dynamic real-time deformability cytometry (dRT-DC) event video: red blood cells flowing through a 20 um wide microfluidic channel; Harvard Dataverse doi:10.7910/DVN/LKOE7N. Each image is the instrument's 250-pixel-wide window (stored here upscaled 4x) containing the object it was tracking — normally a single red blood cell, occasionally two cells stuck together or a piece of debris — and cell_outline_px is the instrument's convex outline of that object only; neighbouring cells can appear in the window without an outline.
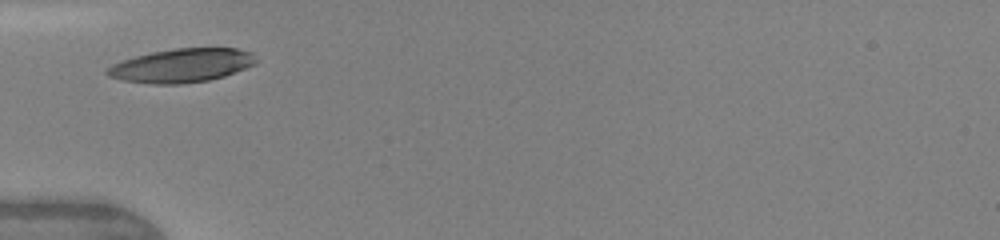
{"species": "human", "species_latin": "Homo sapiens", "temperature_condition": "warm", "stored_images_in_passage": 2, "camera_frame_rate_fps": 3000, "um_per_image_px": 0.085, "donor": {"sex": "female"}, "frame": {"image": 1, "passage_image": 1, "time_ms": 0.0, "image_size_px": [1000, 240], "cell_outline_px": [[256, 64], [224, 76], [208, 80], [180, 84], [152, 84], [120, 80], [108, 76], [104, 72], [112, 64], [136, 56], [152, 52], [176, 48], [236, 48], [252, 52], [256, 60]], "centroid_in_image_um": [15.44, 5.57], "position_along_channel_um": 69.6, "area_um2": 29.19}}